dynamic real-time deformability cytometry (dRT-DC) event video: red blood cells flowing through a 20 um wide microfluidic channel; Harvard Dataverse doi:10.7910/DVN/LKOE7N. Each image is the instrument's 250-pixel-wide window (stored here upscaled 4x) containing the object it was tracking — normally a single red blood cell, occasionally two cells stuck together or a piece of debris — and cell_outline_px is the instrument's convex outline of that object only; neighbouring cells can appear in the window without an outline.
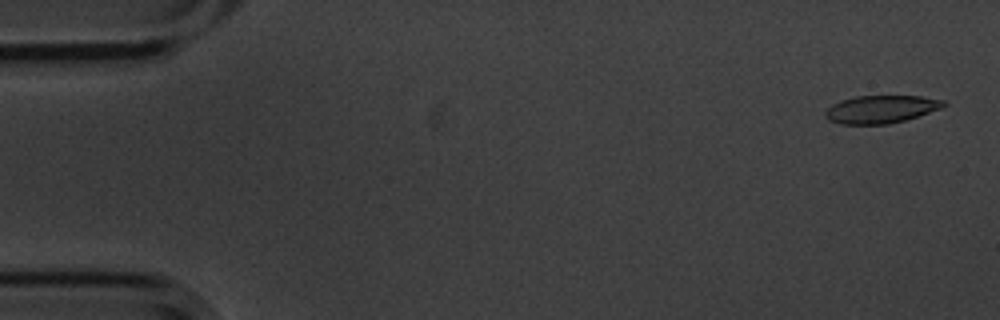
{"species": "common noctule bat (a hibernating species)", "species_latin": "Nyctalus noctula", "temperature_condition": "cold", "stored_images_in_passage": 5, "camera_frame_rate_fps": 3000, "um_per_image_px": 0.085, "animal": {"sex": "male", "body_mass_g": 20.1, "forearm_length_mm": 53.5}, "frame": {"image": 1, "passage_image": 1, "time_ms": 0.0, "image_size_px": [1000, 320], "cell_outline_px": [[948, 104], [940, 108], [904, 120], [888, 124], [840, 124], [828, 120], [824, 116], [824, 112], [832, 104], [840, 100], [856, 96], [920, 96], [944, 100]], "centroid_in_image_um": [74.83, 9.28], "position_along_channel_um": 10.2, "area_um2": 19.07}}
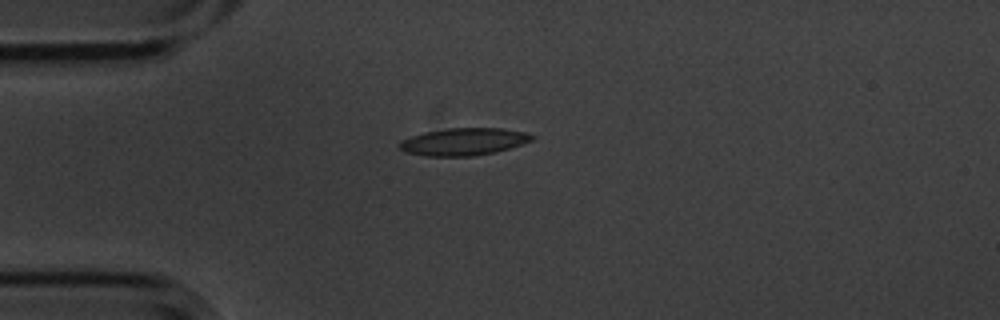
{"frame": {"image": 2, "passage_image": 4, "time_ms": 1.0, "image_size_px": [1000, 320], "cell_outline_px": [[536, 136], [532, 140], [496, 152], [472, 156], [424, 156], [404, 152], [400, 148], [400, 140], [424, 132], [448, 128], [500, 128], [524, 132]], "centroid_in_image_um": [39.38, 12.04], "position_along_channel_um": 45.6, "area_um2": 20.98}}
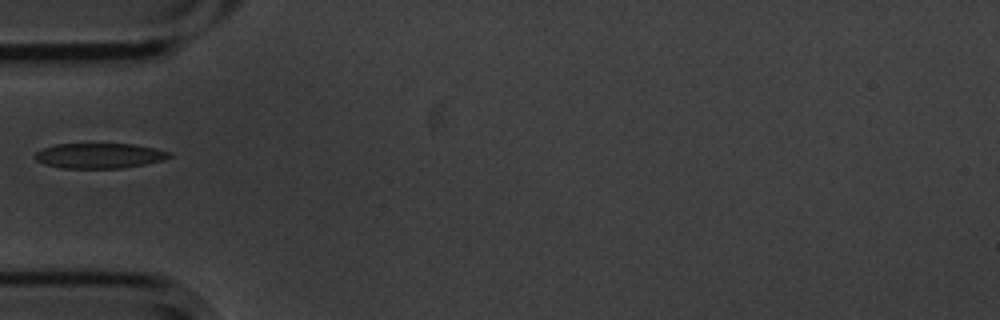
{"frame": {"image": 3, "passage_image": 5, "time_ms": 1.333, "image_size_px": [1000, 320], "cell_outline_px": [[172, 156], [164, 160], [144, 164], [120, 168], [60, 168], [44, 164], [36, 160], [32, 156], [36, 152], [44, 148], [56, 144], [132, 144], [156, 148], [172, 152]], "centroid_in_image_um": [8.45, 13.23], "position_along_channel_um": 76.6, "area_um2": 19.77}}